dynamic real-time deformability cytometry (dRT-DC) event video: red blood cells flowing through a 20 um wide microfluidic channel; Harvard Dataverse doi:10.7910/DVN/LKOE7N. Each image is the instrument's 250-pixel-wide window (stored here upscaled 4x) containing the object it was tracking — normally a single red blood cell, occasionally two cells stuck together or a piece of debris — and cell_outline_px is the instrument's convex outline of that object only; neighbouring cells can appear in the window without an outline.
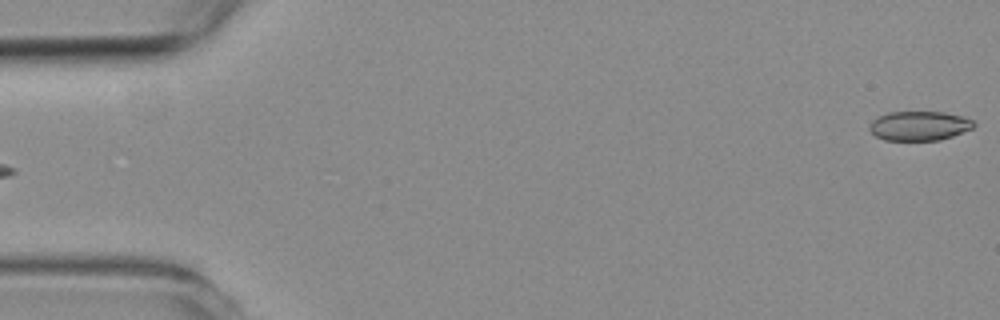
{"species": "common noctule bat (a hibernating species)", "species_latin": "Nyctalus noctula", "temperature_condition": "room temperature", "stored_images_in_passage": 7, "camera_frame_rate_fps": 3000, "um_per_image_px": 0.085, "animal": {"sex": "female", "body_mass_g": 19.3, "forearm_length_mm": 54.1}, "frame": {"image": 1, "passage_image": 7, "time_ms": 8.333, "image_size_px": [1000, 320], "cell_outline_px": [[976, 124], [972, 128], [952, 136], [940, 140], [884, 140], [876, 136], [868, 128], [872, 120], [888, 112], [944, 112], [960, 116], [972, 120]], "centroid_in_image_um": [78.12, 10.7], "position_along_channel_um": 6.9, "area_um2": 17.69}}